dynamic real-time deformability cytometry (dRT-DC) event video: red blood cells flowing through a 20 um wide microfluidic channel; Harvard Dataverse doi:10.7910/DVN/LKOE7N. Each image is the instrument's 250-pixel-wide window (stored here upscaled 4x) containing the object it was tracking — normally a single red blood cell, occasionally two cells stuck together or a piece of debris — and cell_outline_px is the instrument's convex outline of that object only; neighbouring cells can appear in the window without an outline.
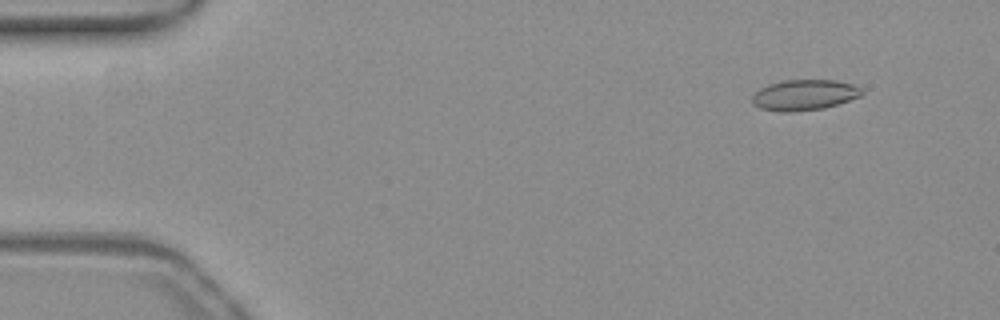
{"species": "common noctule bat (a hibernating species)", "species_latin": "Nyctalus noctula", "temperature_condition": "warm", "stored_images_in_passage": 49, "camera_frame_rate_fps": 3000, "um_per_image_px": 0.085, "animal": {"sex": "female", "body_mass_g": 19.3, "forearm_length_mm": 54.1}, "frame": {"image": 1, "passage_image": 1, "time_ms": 0.0, "image_size_px": [1000, 320], "cell_outline_px": [[864, 92], [860, 96], [824, 108], [792, 112], [780, 112], [760, 108], [752, 100], [752, 96], [760, 88], [768, 84], [784, 80], [836, 80], [852, 84], [860, 88]], "centroid_in_image_um": [68.36, 8.07], "position_along_channel_um": 16.6, "area_um2": 19.42}}
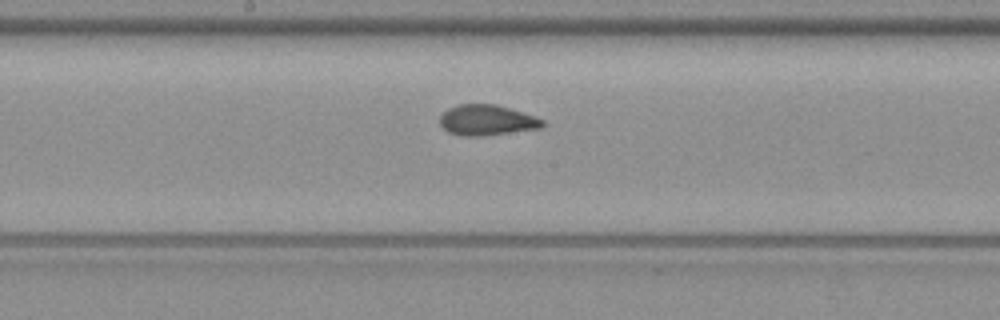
{"frame": {"image": 2, "passage_image": 24, "time_ms": 7.667, "image_size_px": [1000, 320], "cell_outline_px": [[544, 124], [540, 128], [476, 136], [464, 136], [448, 132], [440, 124], [440, 116], [448, 108], [456, 104], [496, 104], [536, 116], [544, 120]], "centroid_in_image_um": [41.36, 10.19], "position_along_channel_um": 206.8, "area_um2": 18.09}}
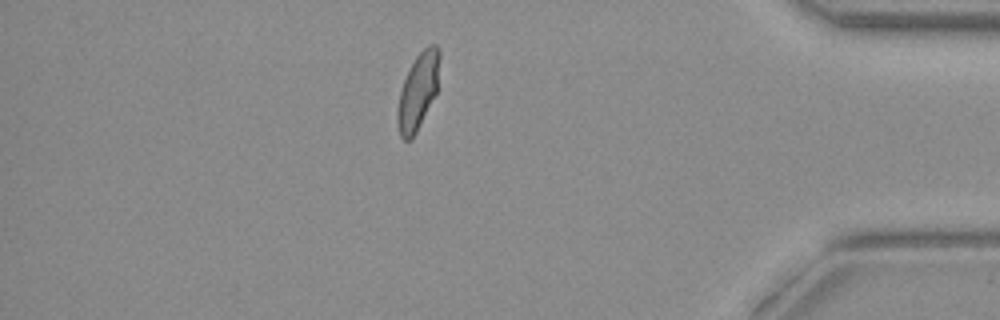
{"frame": {"image": 3, "passage_image": 42, "time_ms": 13.667, "image_size_px": [1000, 320], "cell_outline_px": [[440, 56], [436, 92], [412, 140], [404, 140], [400, 136], [396, 120], [396, 112], [400, 92], [404, 80], [416, 56], [428, 44], [436, 44], [440, 48]], "centroid_in_image_um": [35.52, 7.75], "position_along_channel_um": 399.7, "area_um2": 18.5}, "authors_computed_cell_mechanics": {"area_um2": 18.6116, "velocity_mm_per_s": 3.8694, "shape_relaxation_time_tau1_ms": 7.1867, "shape_relaxation_time_tau2_ms": null, "deformation_change_tau1": 0.1849, "deformation_change_tau2": null}}